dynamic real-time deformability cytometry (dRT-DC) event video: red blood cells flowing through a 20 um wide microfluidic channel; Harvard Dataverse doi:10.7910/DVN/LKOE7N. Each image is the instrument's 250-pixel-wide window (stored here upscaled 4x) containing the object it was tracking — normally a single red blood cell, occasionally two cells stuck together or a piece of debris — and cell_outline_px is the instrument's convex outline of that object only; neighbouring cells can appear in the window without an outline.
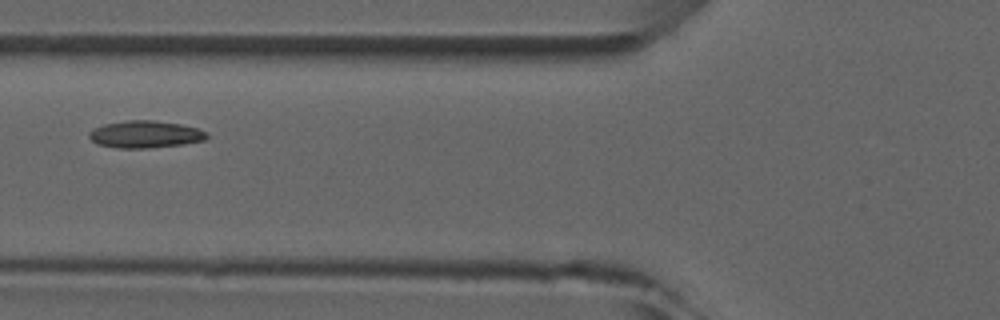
{"species": "common noctule bat (a hibernating species)", "species_latin": "Nyctalus noctula", "temperature_condition": "room temperature", "stored_images_in_passage": 5, "camera_frame_rate_fps": 3000, "um_per_image_px": 0.085, "animal": {"sex": "male", "forearm_length_mm": 52.5}, "frame": {"image": 1, "passage_image": 5, "time_ms": 5.333, "image_size_px": [1000, 320], "cell_outline_px": [[208, 136], [204, 140], [184, 144], [148, 148], [116, 148], [100, 144], [92, 140], [88, 136], [88, 132], [92, 128], [104, 124], [128, 120], [152, 120], [180, 124], [196, 128], [208, 132]], "centroid_in_image_um": [12.33, 11.41], "position_along_channel_um": 113.5, "area_um2": 18.61}}